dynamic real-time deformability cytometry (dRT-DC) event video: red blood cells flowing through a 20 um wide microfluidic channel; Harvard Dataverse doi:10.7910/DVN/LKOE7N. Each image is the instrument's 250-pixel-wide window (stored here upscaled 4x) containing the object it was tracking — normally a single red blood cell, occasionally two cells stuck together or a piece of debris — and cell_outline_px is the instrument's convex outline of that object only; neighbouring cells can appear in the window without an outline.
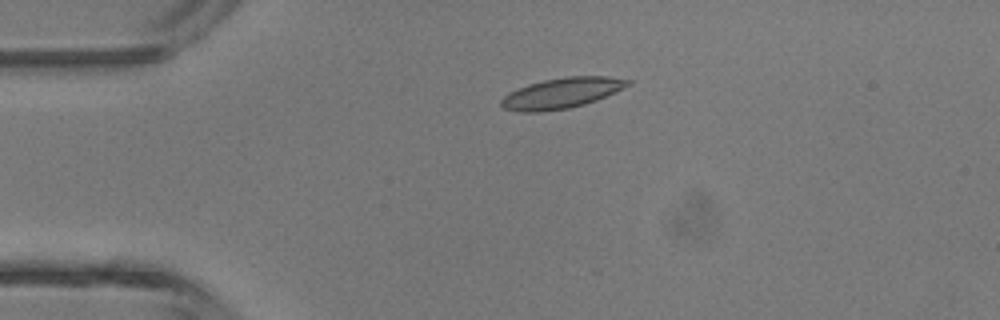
{"species": "common noctule bat (a hibernating species)", "species_latin": "Nyctalus noctula", "temperature_condition": "room temperature", "stored_images_in_passage": 4, "camera_frame_rate_fps": 3000, "um_per_image_px": 0.085, "animal": {"sex": "male", "body_mass_g": 13.3}, "frame": {"image": 1, "passage_image": 3, "time_ms": 2.333, "image_size_px": [1000, 320], "cell_outline_px": [[632, 84], [624, 88], [596, 100], [584, 104], [568, 108], [540, 112], [520, 112], [504, 108], [500, 104], [500, 100], [508, 92], [528, 84], [544, 80], [568, 76], [608, 76], [632, 80]], "centroid_in_image_um": [47.74, 7.91], "position_along_channel_um": 37.3, "area_um2": 22.54}}